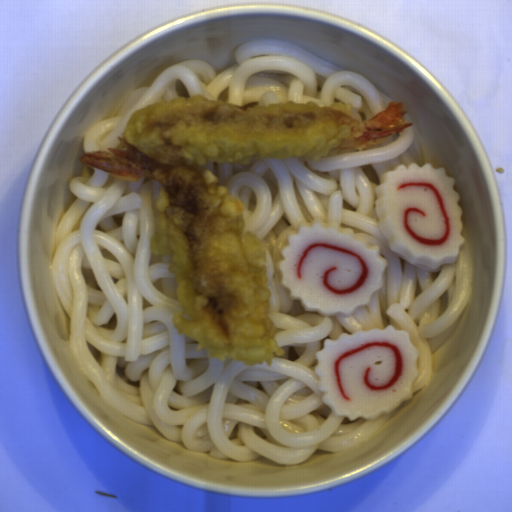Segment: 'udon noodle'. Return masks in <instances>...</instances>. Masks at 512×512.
Wrapping results in <instances>:
<instances>
[{"label":"udon noodle","instance_id":"1","mask_svg":"<svg viewBox=\"0 0 512 512\" xmlns=\"http://www.w3.org/2000/svg\"><path fill=\"white\" fill-rule=\"evenodd\" d=\"M426 165L412 124L383 143L328 155L207 164L240 202L245 229L263 244L268 313L284 355L247 367L196 352L173 328L181 310L170 255L152 254L160 184L121 180L85 163L69 180L75 199L55 235L53 289L70 319L69 348L99 398L170 442L212 458L281 465L316 452H345L394 413L373 420L335 415L318 389L316 353L326 339L359 330H405L419 356L413 393L430 380L433 354L456 330L473 291L467 236L455 262L436 269L390 249L376 188L396 167ZM338 223L366 236L388 261L384 287L349 316L306 312L275 270L300 223Z\"/></svg>","mask_w":512,"mask_h":512},{"label":"udon noodle","instance_id":"2","mask_svg":"<svg viewBox=\"0 0 512 512\" xmlns=\"http://www.w3.org/2000/svg\"><path fill=\"white\" fill-rule=\"evenodd\" d=\"M203 95L239 106L275 103H346L354 119L368 120L394 98L355 73L291 43L261 39L236 48L235 63L218 72L200 59L168 67L145 87L136 88L120 109L92 125L83 137L85 152L117 146L132 115L150 103Z\"/></svg>","mask_w":512,"mask_h":512}]
</instances>
